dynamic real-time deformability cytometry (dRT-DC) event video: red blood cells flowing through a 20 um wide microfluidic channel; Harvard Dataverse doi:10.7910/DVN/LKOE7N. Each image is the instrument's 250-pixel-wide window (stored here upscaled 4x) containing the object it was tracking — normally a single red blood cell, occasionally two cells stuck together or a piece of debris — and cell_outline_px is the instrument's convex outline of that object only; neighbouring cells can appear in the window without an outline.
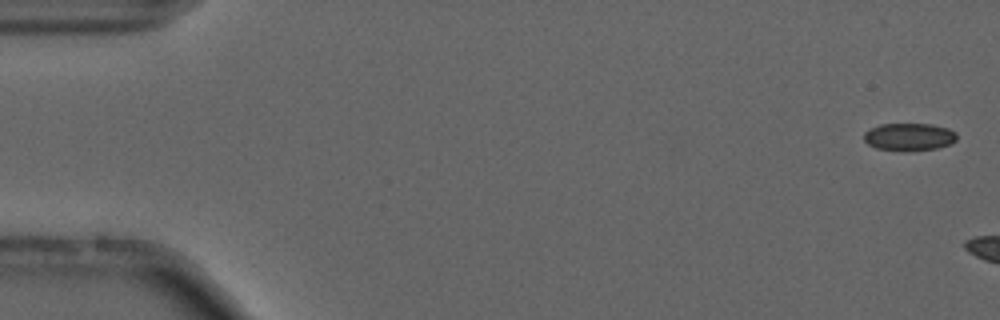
{"species": "common noctule bat (a hibernating species)", "species_latin": "Nyctalus noctula", "temperature_condition": "cold", "stored_images_in_passage": 16, "camera_frame_rate_fps": 3000, "um_per_image_px": 0.085, "animal": {"sex": "male", "forearm_length_mm": 52.5}, "frame": {"image": 1, "passage_image": 2, "time_ms": 0.333, "image_size_px": [1000, 320], "cell_outline_px": [[956, 140], [952, 144], [936, 148], [876, 148], [868, 144], [864, 140], [864, 132], [868, 128], [880, 124], [932, 124], [948, 128], [956, 132]], "centroid_in_image_um": [77.28, 11.57], "position_along_channel_um": 7.7, "area_um2": 14.33}}